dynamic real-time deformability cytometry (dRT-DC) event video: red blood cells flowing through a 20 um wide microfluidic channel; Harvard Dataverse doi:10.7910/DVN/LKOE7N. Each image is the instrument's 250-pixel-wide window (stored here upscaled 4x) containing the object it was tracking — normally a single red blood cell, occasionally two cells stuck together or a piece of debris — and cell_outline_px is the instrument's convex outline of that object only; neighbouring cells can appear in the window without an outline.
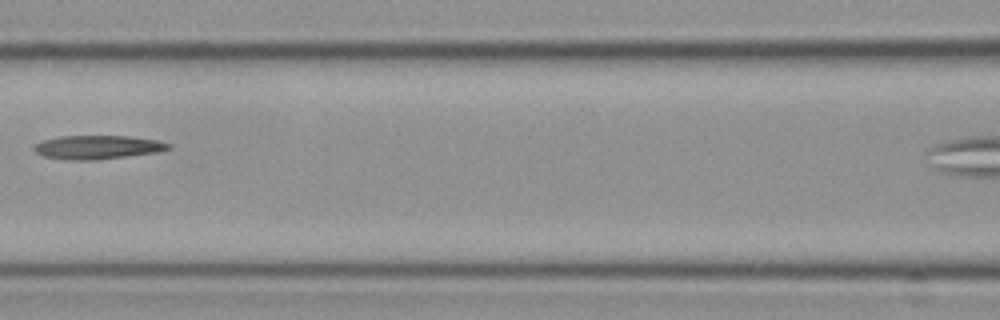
{"species": "Egyptian fruit bat (a non-hibernating species)", "species_latin": "Rousettus aegyptiacus", "temperature_condition": "cold", "stored_images_in_passage": 4, "camera_frame_rate_fps": 3000, "um_per_image_px": 0.085, "frame": {"image": 1, "passage_image": 3, "time_ms": 0.667, "image_size_px": [1000, 320], "cell_outline_px": [[172, 148], [156, 152], [96, 160], [68, 160], [44, 156], [36, 152], [32, 148], [36, 144], [44, 140], [60, 136], [128, 136], [156, 140], [172, 144]], "centroid_in_image_um": [8.3, 12.51], "position_along_channel_um": 158.3, "area_um2": 18.44}}
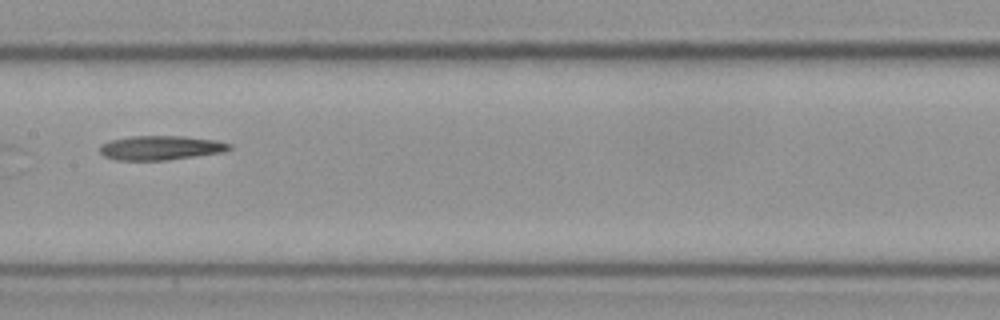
{"frame": {"image": 2, "passage_image": 4, "time_ms": 1.0, "image_size_px": [1000, 320], "cell_outline_px": [[232, 148], [224, 152], [168, 160], [116, 160], [104, 156], [100, 152], [100, 144], [112, 140], [132, 136], [184, 136], [216, 140], [232, 144]], "centroid_in_image_um": [13.68, 12.56], "position_along_channel_um": 193.7, "area_um2": 18.38}}